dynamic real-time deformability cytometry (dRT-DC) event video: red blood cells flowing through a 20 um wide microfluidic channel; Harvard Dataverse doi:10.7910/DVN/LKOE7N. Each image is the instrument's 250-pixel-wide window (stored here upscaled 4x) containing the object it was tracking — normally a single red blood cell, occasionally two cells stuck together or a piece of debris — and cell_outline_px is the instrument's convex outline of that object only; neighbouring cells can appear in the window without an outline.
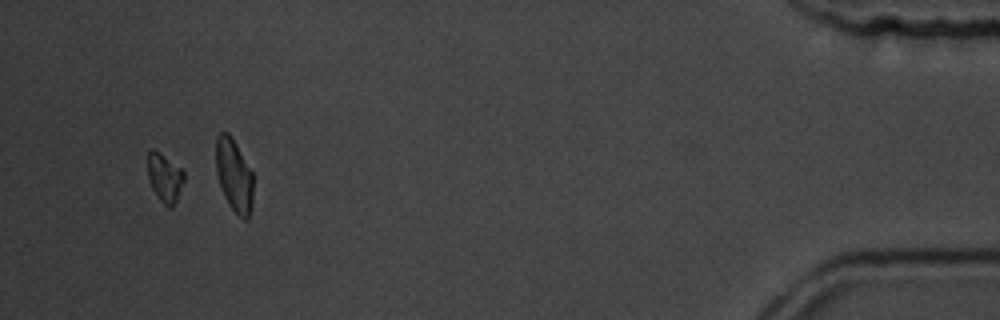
{"species": "common noctule bat (a hibernating species)", "species_latin": "Nyctalus noctula", "temperature_condition": "room temperature", "stored_images_in_passage": 48, "segment_of_instrument_passage": [2, 2], "camera_frame_rate_fps": 3000, "um_per_image_px": 0.085, "animal": {"sex": "male", "body_mass_g": 19.5, "forearm_length_mm": 54.6}, "frame": {"image": 1, "passage_image": 45, "time_ms": 14.667, "image_size_px": [1000, 320], "cell_outline_px": [[184, 180], [176, 200], [172, 208], [168, 208], [160, 200], [152, 188], [148, 176], [148, 148], [152, 148], [160, 152], [180, 168], [184, 172]], "centroid_in_image_um": [13.99, 15.08], "position_along_channel_um": 421.2, "area_um2": 10.17}}